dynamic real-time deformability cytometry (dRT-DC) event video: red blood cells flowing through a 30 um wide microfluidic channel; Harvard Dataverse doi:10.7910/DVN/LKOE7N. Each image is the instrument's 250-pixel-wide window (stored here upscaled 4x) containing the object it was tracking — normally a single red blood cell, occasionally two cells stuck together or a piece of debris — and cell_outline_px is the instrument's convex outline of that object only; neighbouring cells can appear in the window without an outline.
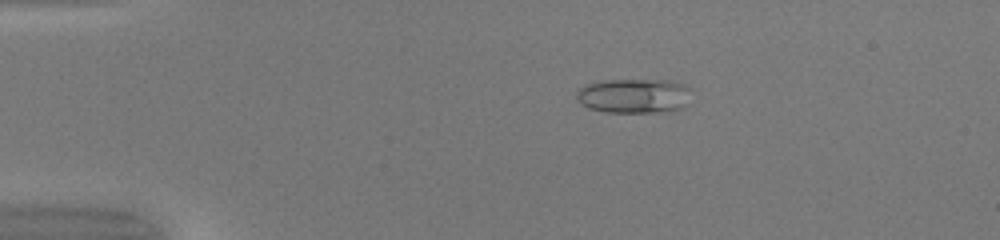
{"species": "common noctule bat (a hibernating species)", "species_latin": "Nyctalus noctula", "temperature_condition": "warm", "stored_images_in_passage": 47, "camera_frame_rate_fps": 3000, "um_per_image_px": 0.085, "animal": {"sex": "female", "body_mass_g": 20.0, "forearm_length_mm": 54.0}, "frame": {"image": 1, "passage_image": 8, "time_ms": 2.333, "image_size_px": [1000, 240], "cell_outline_px": [[692, 88], [688, 104], [680, 108], [656, 112], [604, 112], [588, 108], [576, 96], [576, 92], [584, 84], [604, 80], [672, 80], [684, 84]], "centroid_in_image_um": [53.93, 8.13], "position_along_channel_um": 31.1, "area_um2": 23.29}}
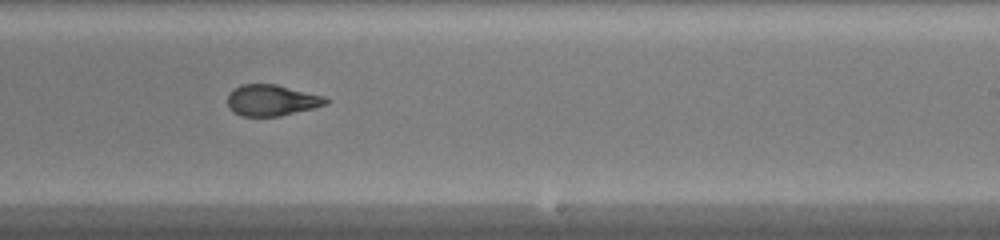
{"frame": {"image": 2, "passage_image": 29, "time_ms": 9.333, "image_size_px": [1000, 240], "cell_outline_px": [[328, 104], [280, 116], [240, 116], [232, 112], [228, 108], [228, 92], [240, 84], [276, 84], [324, 96], [328, 100]], "centroid_in_image_um": [23.05, 8.52], "position_along_channel_um": 266.0, "area_um2": 17.92}}
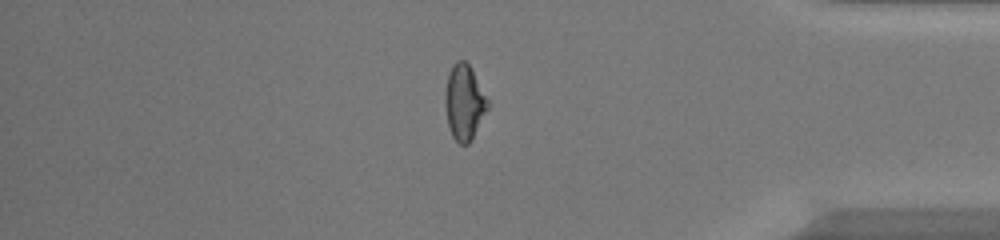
{"frame": {"image": 3, "passage_image": 40, "time_ms": 13.0, "image_size_px": [1000, 240], "cell_outline_px": [[492, 104], [472, 140], [468, 144], [460, 144], [452, 136], [448, 124], [444, 104], [444, 92], [448, 72], [452, 64], [456, 60], [464, 60], [472, 68]], "centroid_in_image_um": [39.49, 8.68], "position_along_channel_um": 395.7, "area_um2": 19.48}, "authors_computed_cell_mechanics": {"area_um2": 18.9584, "velocity_mm_per_s": 4.2435, "shape_relaxation_time_tau1_ms": null, "shape_relaxation_time_tau2_ms": 1.4248, "deformation_change_tau1": null, "deformation_change_tau2": 0.0894}}